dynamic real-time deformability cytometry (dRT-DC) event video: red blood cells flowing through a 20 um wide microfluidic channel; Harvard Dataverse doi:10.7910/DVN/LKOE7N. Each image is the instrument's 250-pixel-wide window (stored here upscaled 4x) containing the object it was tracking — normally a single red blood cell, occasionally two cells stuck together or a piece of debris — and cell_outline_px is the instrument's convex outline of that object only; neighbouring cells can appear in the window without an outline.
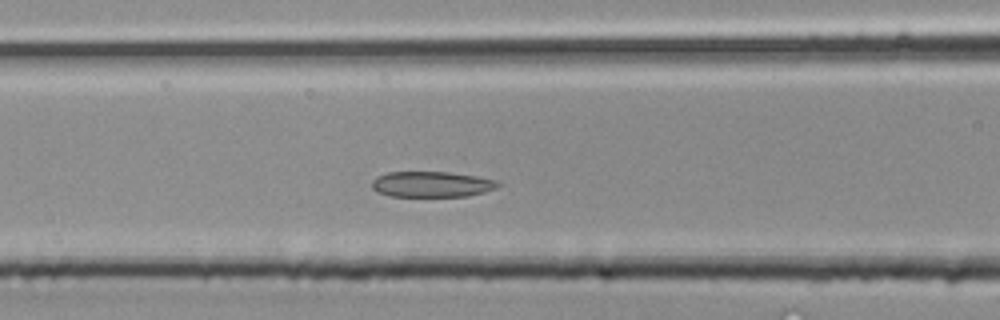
{"species": "common noctule bat (a hibernating species)", "species_latin": "Nyctalus noctula", "temperature_condition": "room temperature", "stored_images_in_passage": 30, "camera_frame_rate_fps": 3000, "um_per_image_px": 0.085, "animal": {"sex": "male", "body_mass_g": 20.4}, "frame": {"image": 1, "passage_image": 10, "time_ms": 3.0, "image_size_px": [1000, 320], "cell_outline_px": [[500, 184], [496, 188], [484, 192], [468, 196], [388, 196], [376, 192], [372, 188], [372, 180], [376, 176], [388, 172], [448, 172], [476, 176], [496, 180]], "centroid_in_image_um": [36.66, 15.66], "position_along_channel_um": 129.9, "area_um2": 18.9}}
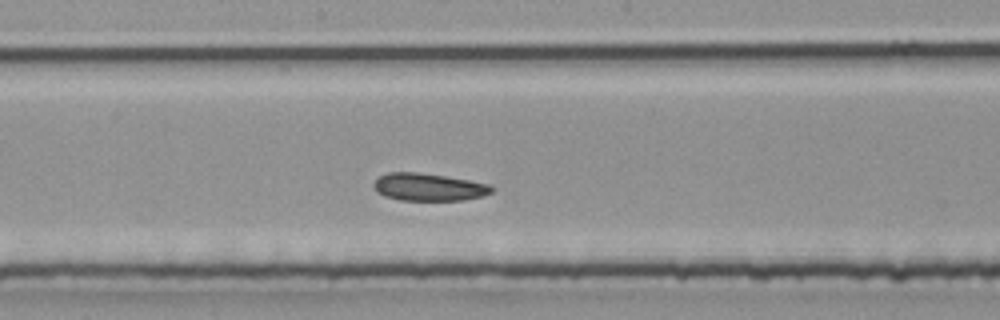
{"frame": {"image": 2, "passage_image": 14, "time_ms": 4.333, "image_size_px": [1000, 320], "cell_outline_px": [[496, 188], [492, 192], [484, 196], [464, 200], [400, 200], [384, 196], [376, 192], [372, 184], [380, 176], [388, 172], [416, 172], [444, 176], [468, 180], [488, 184]], "centroid_in_image_um": [36.43, 15.91], "position_along_channel_um": 211.8, "area_um2": 18.96}}
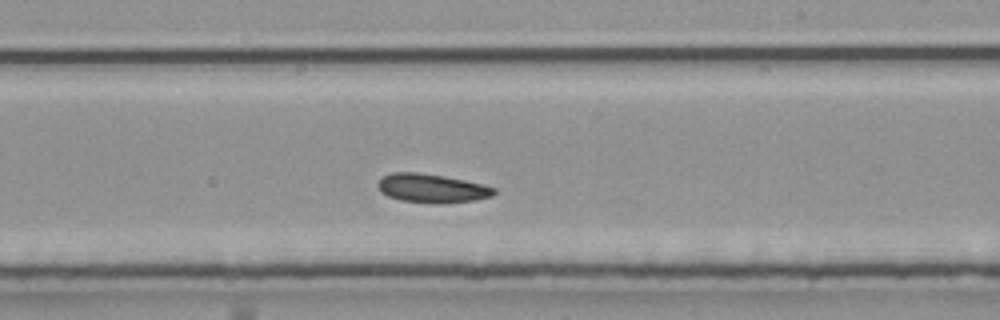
{"frame": {"image": 3, "passage_image": 16, "time_ms": 5.0, "image_size_px": [1000, 320], "cell_outline_px": [[496, 192], [492, 196], [472, 200], [400, 200], [388, 196], [380, 192], [376, 184], [384, 176], [392, 172], [416, 172], [444, 176], [484, 184], [496, 188]], "centroid_in_image_um": [36.67, 15.94], "position_along_channel_um": 252.3, "area_um2": 18.44}}